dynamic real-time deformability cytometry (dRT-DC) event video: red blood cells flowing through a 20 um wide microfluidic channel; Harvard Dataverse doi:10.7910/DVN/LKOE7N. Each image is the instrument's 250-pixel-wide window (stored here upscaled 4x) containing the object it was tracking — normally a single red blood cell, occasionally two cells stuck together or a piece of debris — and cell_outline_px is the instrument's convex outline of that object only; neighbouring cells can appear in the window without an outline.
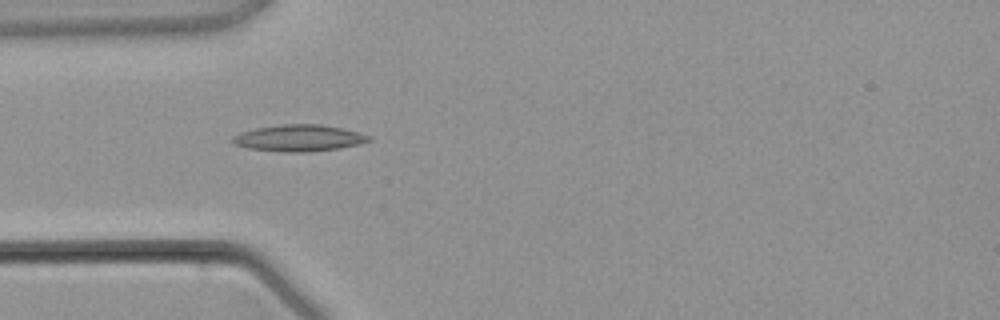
{"species": "common noctule bat (a hibernating species)", "species_latin": "Nyctalus noctula", "temperature_condition": "warm", "stored_images_in_passage": 1, "camera_frame_rate_fps": 3000, "um_per_image_px": 0.085, "animal": {"sex": "male", "body_mass_g": 21.5, "forearm_length_mm": 52.0}, "frame": {"image": 1, "passage_image": 1, "time_ms": 0.0, "image_size_px": [1000, 320], "cell_outline_px": [[372, 140], [340, 148], [308, 152], [280, 152], [248, 148], [232, 144], [232, 136], [240, 132], [256, 128], [280, 124], [320, 124], [340, 128], [372, 136]], "centroid_in_image_um": [25.36, 11.74], "position_along_channel_um": 59.6, "area_um2": 21.1}}